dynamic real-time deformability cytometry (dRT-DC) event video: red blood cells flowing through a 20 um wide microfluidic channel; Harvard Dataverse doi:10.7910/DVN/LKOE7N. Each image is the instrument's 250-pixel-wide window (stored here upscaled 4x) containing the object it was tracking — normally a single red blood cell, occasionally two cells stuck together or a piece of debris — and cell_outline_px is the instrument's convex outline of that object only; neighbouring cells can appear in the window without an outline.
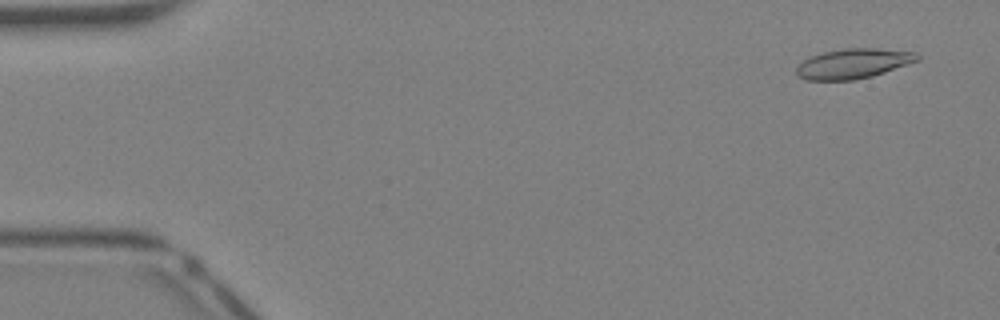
{"species": "Egyptian fruit bat (a non-hibernating species)", "species_latin": "Rousettus aegyptiacus", "temperature_condition": "warm", "stored_images_in_passage": 41, "camera_frame_rate_fps": 3000, "um_per_image_px": 0.085, "animal": {"sex": "female"}, "frame": {"image": 1, "passage_image": 3, "time_ms": 0.667, "image_size_px": [1000, 320], "cell_outline_px": [[920, 60], [872, 76], [856, 80], [808, 80], [800, 76], [796, 72], [796, 68], [804, 60], [812, 56], [824, 52], [844, 48], [876, 48], [916, 52], [920, 56]], "centroid_in_image_um": [72.57, 5.4], "position_along_channel_um": 12.4, "area_um2": 20.92}}
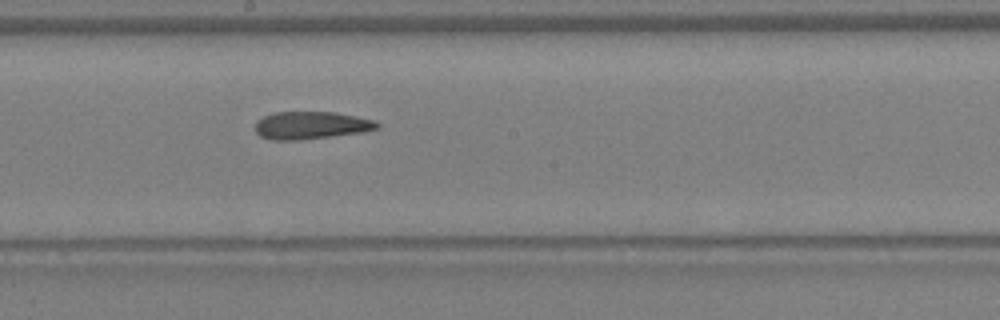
{"frame": {"image": 2, "passage_image": 23, "time_ms": 7.333, "image_size_px": [1000, 320], "cell_outline_px": [[380, 128], [364, 132], [296, 140], [272, 140], [260, 136], [256, 132], [256, 120], [272, 112], [332, 112], [356, 116], [376, 120], [380, 124]], "centroid_in_image_um": [26.45, 10.65], "position_along_channel_um": 221.7, "area_um2": 19.65}}
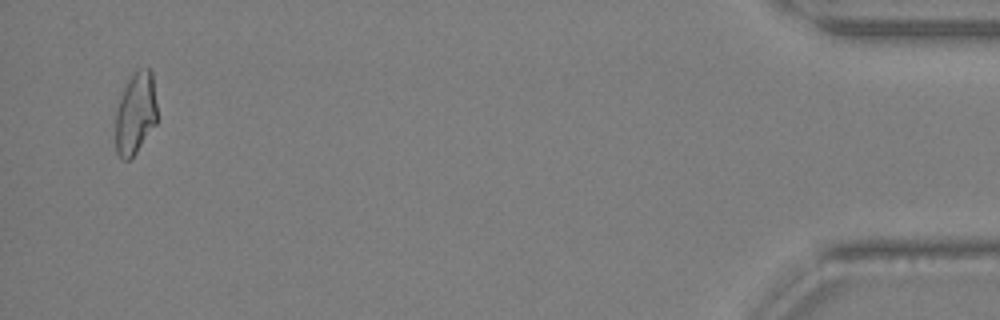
{"frame": {"image": 3, "passage_image": 40, "time_ms": 13.0, "image_size_px": [1000, 320], "cell_outline_px": [[156, 124], [136, 152], [128, 160], [124, 160], [116, 152], [116, 108], [124, 88], [132, 72], [140, 68], [152, 68], [156, 104]], "centroid_in_image_um": [11.52, 9.59], "position_along_channel_um": 423.7, "area_um2": 19.88}}